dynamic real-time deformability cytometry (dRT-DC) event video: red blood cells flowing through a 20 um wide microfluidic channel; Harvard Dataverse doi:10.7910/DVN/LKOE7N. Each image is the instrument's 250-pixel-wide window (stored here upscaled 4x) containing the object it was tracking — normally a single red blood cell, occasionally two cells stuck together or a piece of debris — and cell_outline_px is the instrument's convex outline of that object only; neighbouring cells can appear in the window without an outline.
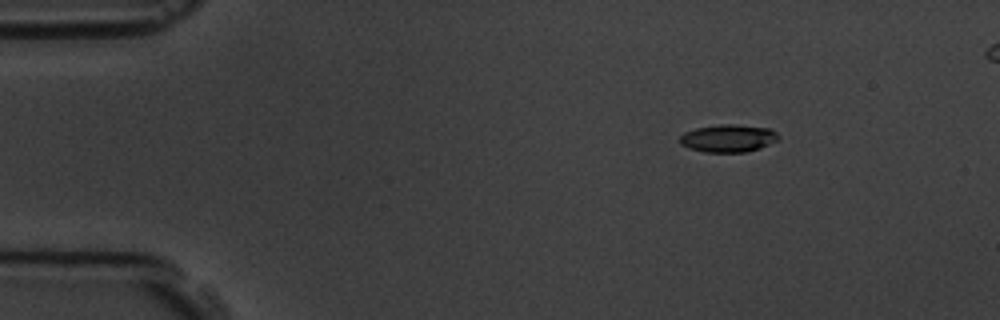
{"species": "common noctule bat (a hibernating species)", "species_latin": "Nyctalus noctula", "temperature_condition": "room temperature", "stored_images_in_passage": 4, "camera_frame_rate_fps": 3000, "um_per_image_px": 0.085, "animal": {"sex": "male", "body_mass_g": 19.5, "forearm_length_mm": 54.6}, "frame": {"image": 1, "passage_image": 1, "time_ms": 0.0, "image_size_px": [1000, 320], "cell_outline_px": [[780, 140], [760, 148], [748, 152], [704, 152], [688, 148], [680, 144], [680, 136], [684, 132], [696, 128], [720, 124], [736, 124], [768, 128], [776, 132], [780, 136]], "centroid_in_image_um": [61.92, 11.76], "position_along_channel_um": 23.1, "area_um2": 16.07}}